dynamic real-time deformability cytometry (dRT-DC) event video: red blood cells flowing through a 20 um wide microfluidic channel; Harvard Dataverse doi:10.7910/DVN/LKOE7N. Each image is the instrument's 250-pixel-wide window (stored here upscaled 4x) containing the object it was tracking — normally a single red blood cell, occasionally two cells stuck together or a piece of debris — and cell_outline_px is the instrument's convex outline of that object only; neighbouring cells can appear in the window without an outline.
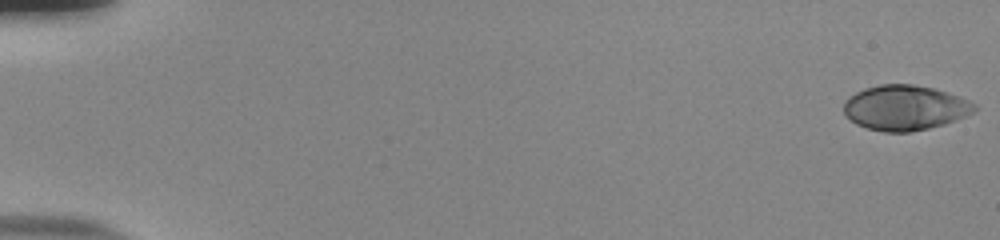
{"species": "human", "species_latin": "Homo sapiens", "temperature_condition": "room temperature", "stored_images_in_passage": 55, "camera_frame_rate_fps": 3000, "um_per_image_px": 0.085, "donor": {"sex": "male"}, "frame": {"image": 1, "passage_image": 1, "time_ms": 0.0, "image_size_px": [1000, 240], "cell_outline_px": [[976, 108], [972, 112], [964, 116], [944, 124], [928, 128], [908, 132], [884, 132], [868, 128], [856, 124], [844, 112], [844, 100], [848, 96], [864, 88], [880, 84], [912, 84], [932, 88], [960, 96], [976, 104]], "centroid_in_image_um": [76.9, 9.15], "position_along_channel_um": 8.1, "area_um2": 34.1}}
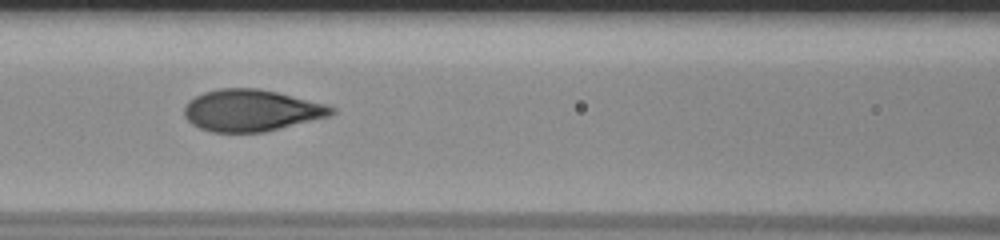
{"frame": {"image": 2, "passage_image": 26, "time_ms": 8.333, "image_size_px": [1000, 240], "cell_outline_px": [[336, 112], [328, 116], [264, 132], [212, 132], [200, 128], [192, 124], [184, 116], [184, 104], [188, 100], [204, 92], [220, 88], [256, 88], [276, 92], [324, 104], [336, 108]], "centroid_in_image_um": [21.31, 9.38], "position_along_channel_um": 145.3, "area_um2": 35.49}}
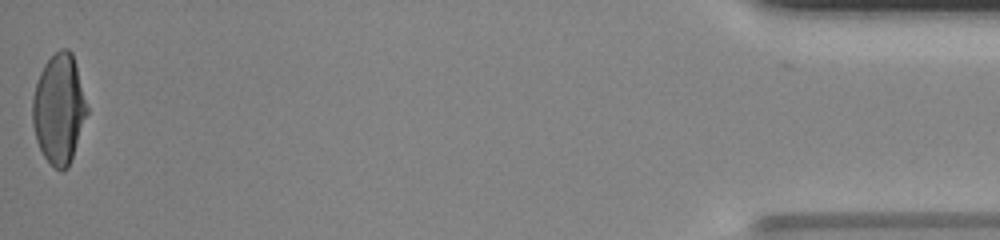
{"frame": {"image": 3, "passage_image": 55, "time_ms": 18.0, "image_size_px": [1000, 240], "cell_outline_px": [[88, 112], [68, 168], [56, 168], [44, 156], [36, 140], [32, 124], [32, 96], [40, 72], [44, 64], [60, 48], [68, 48], [72, 52], [88, 108]], "centroid_in_image_um": [5.0, 9.23], "position_along_channel_um": 430.2, "area_um2": 34.45}, "authors_computed_cell_mechanics": {"area_um2": 35.2002, "velocity_mm_per_s": 3.8209, "shape_relaxation_time_tau1_ms": 5.6481, "shape_relaxation_time_tau2_ms": null, "deformation_change_tau1": 0.2231, "deformation_change_tau2": null}}